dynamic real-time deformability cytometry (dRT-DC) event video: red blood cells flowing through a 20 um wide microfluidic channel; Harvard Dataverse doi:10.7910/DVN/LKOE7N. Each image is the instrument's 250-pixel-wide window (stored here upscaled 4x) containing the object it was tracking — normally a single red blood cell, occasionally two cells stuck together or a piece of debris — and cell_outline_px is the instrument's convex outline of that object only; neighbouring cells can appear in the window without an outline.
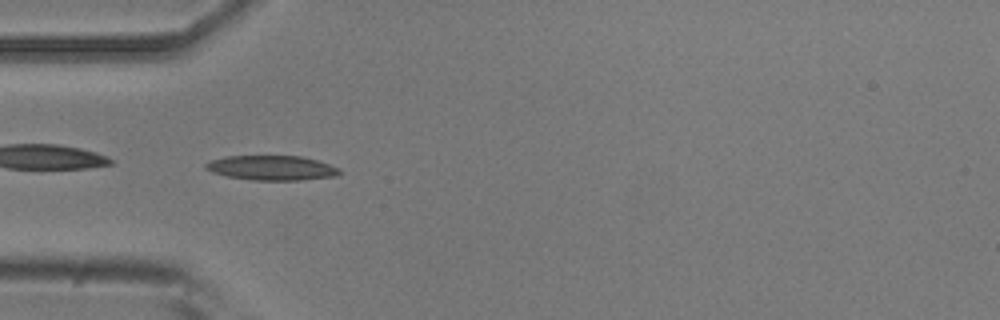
{"species": "common noctule bat (a hibernating species)", "species_latin": "Nyctalus noctula", "temperature_condition": "room temperature", "stored_images_in_passage": 36, "camera_frame_rate_fps": 3000, "um_per_image_px": 0.085, "animal": {"sex": "male", "body_mass_g": 20.5, "forearm_length_mm": 52.5}, "frame": {"image": 1, "passage_image": 5, "time_ms": 1.333, "image_size_px": [1000, 320], "cell_outline_px": [[340, 172], [336, 176], [300, 180], [252, 180], [228, 176], [212, 172], [204, 168], [204, 164], [212, 160], [224, 156], [300, 156], [316, 160], [340, 168]], "centroid_in_image_um": [23.08, 14.27], "position_along_channel_um": 61.9, "area_um2": 19.13}}
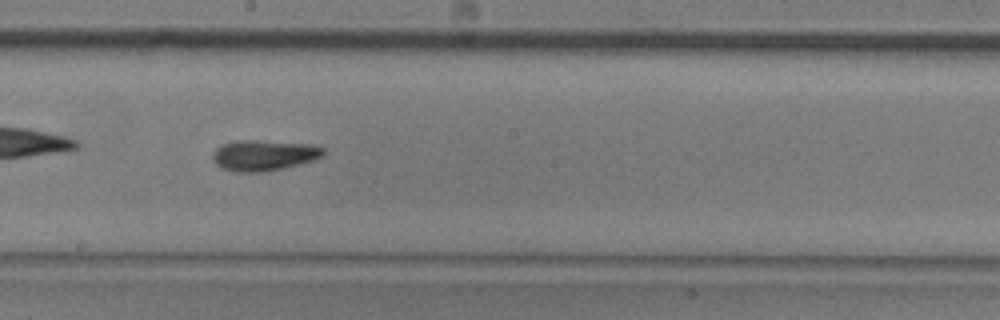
{"frame": {"image": 2, "passage_image": 18, "time_ms": 5.667, "image_size_px": [1000, 320], "cell_outline_px": [[324, 152], [320, 156], [312, 160], [300, 164], [284, 168], [264, 172], [236, 172], [220, 168], [216, 164], [212, 156], [212, 152], [216, 148], [224, 144], [236, 140], [256, 140], [308, 144], [324, 148]], "centroid_in_image_um": [22.37, 13.21], "position_along_channel_um": 225.8, "area_um2": 19.71}}
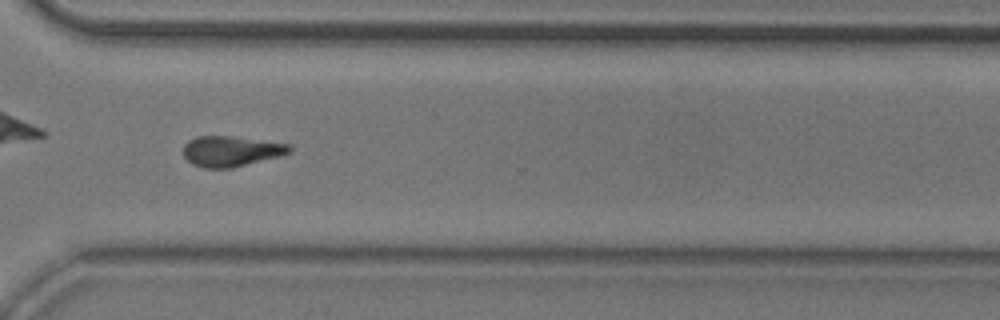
{"frame": {"image": 3, "passage_image": 28, "time_ms": 9.0, "image_size_px": [1000, 320], "cell_outline_px": [[292, 152], [280, 156], [232, 168], [204, 168], [192, 164], [184, 156], [184, 144], [188, 140], [196, 136], [228, 136], [288, 144], [292, 148]], "centroid_in_image_um": [19.62, 12.86], "position_along_channel_um": 351.0, "area_um2": 18.73}, "authors_computed_cell_mechanics": {"area_um2": 18.6405, "velocity_mm_per_s": 3.7881, "shape_relaxation_time_tau1_ms": 3.5735, "shape_relaxation_time_tau2_ms": 2.6623, "deformation_change_tau1": 0.1531, "deformation_change_tau2": 0.0841}}